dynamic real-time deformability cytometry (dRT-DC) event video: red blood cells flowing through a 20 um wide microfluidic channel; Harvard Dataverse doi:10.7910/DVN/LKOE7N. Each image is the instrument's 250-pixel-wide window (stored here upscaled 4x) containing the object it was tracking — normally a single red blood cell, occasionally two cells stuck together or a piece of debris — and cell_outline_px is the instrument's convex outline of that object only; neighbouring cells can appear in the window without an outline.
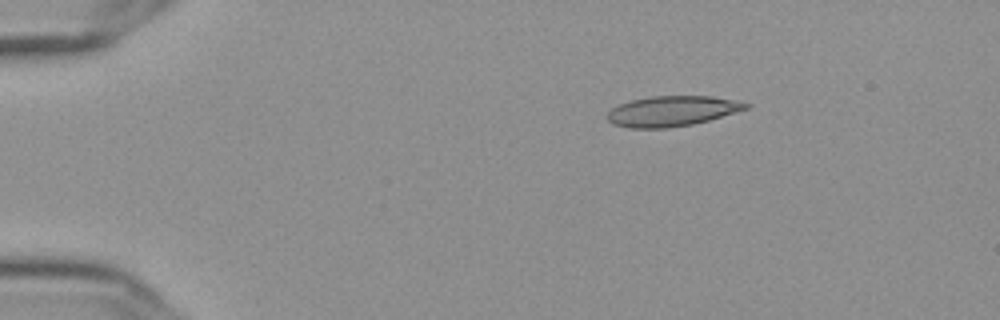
{"species": "Egyptian fruit bat (a non-hibernating species)", "species_latin": "Rousettus aegyptiacus", "temperature_condition": "cold", "stored_images_in_passage": 47, "camera_frame_rate_fps": 3000, "um_per_image_px": 0.085, "frame": {"image": 1, "passage_image": 1, "time_ms": 0.0, "image_size_px": [1000, 320], "cell_outline_px": [[748, 108], [708, 120], [692, 124], [664, 128], [628, 128], [612, 124], [608, 120], [608, 112], [612, 108], [620, 104], [632, 100], [648, 96], [712, 96], [732, 100], [748, 104]], "centroid_in_image_um": [57.06, 9.44], "position_along_channel_um": 27.9, "area_um2": 24.1}}
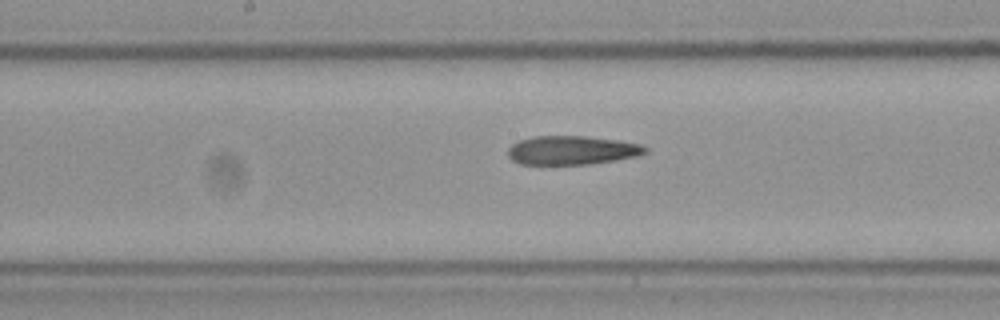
{"frame": {"image": 2, "passage_image": 21, "time_ms": 6.667, "image_size_px": [1000, 320], "cell_outline_px": [[648, 152], [636, 156], [588, 164], [520, 164], [512, 160], [508, 156], [508, 148], [512, 144], [520, 140], [536, 136], [584, 136], [616, 140], [640, 144], [648, 148]], "centroid_in_image_um": [48.59, 12.77], "position_along_channel_um": 199.6, "area_um2": 22.83}}
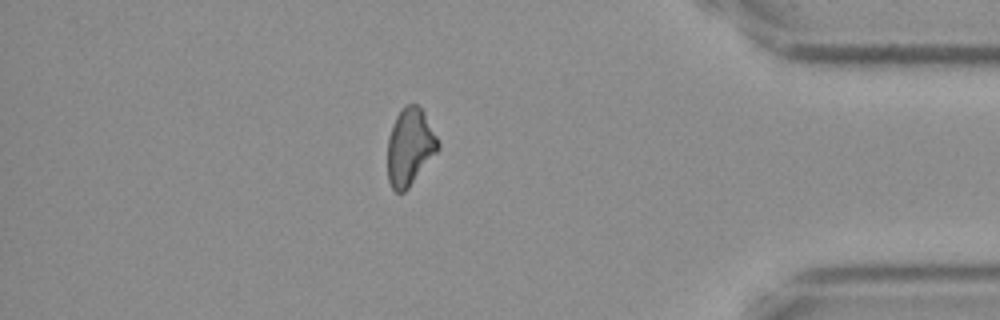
{"frame": {"image": 3, "passage_image": 40, "time_ms": 13.0, "image_size_px": [1000, 320], "cell_outline_px": [[440, 148], [408, 188], [404, 192], [396, 192], [392, 188], [388, 180], [388, 136], [392, 124], [396, 116], [408, 104], [416, 104], [424, 112], [440, 144]], "centroid_in_image_um": [34.83, 12.5], "position_along_channel_um": 400.4, "area_um2": 22.43}, "authors_computed_cell_mechanics": {"area_um2": 23.8136, "velocity_mm_per_s": 3.6578, "shape_relaxation_time_tau1_ms": null, "shape_relaxation_time_tau2_ms": 8.8197, "deformation_change_tau1": null, "deformation_change_tau2": 0.2017}}